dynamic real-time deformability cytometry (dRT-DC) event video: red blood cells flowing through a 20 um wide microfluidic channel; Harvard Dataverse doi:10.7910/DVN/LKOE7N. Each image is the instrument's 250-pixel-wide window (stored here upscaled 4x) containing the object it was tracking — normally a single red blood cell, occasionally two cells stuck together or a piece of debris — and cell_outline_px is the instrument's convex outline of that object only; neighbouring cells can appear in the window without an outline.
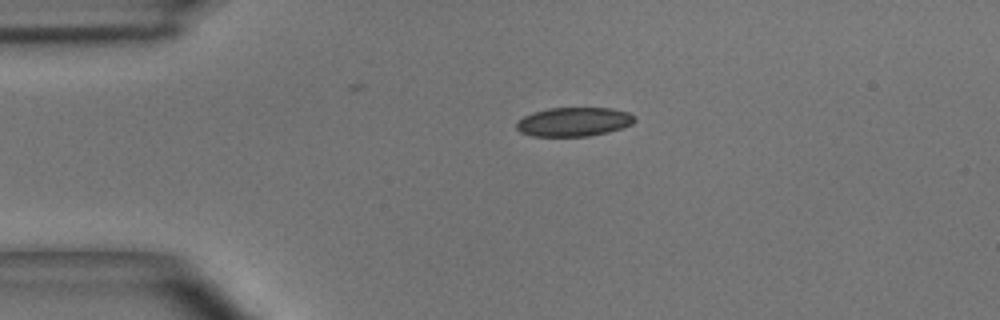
{"species": "common noctule bat (a hibernating species)", "species_latin": "Nyctalus noctula", "temperature_condition": "room temperature", "stored_images_in_passage": 2, "camera_frame_rate_fps": 3000, "um_per_image_px": 0.085, "animal": {"sex": "male", "body_mass_g": 15.6}, "frame": {"image": 1, "passage_image": 1, "time_ms": 0.0, "image_size_px": [1000, 320], "cell_outline_px": [[636, 120], [632, 124], [624, 128], [608, 132], [588, 136], [532, 136], [520, 132], [516, 128], [516, 120], [532, 112], [548, 108], [612, 108], [628, 112], [636, 116]], "centroid_in_image_um": [48.78, 10.35], "position_along_channel_um": 36.2, "area_um2": 20.23}}